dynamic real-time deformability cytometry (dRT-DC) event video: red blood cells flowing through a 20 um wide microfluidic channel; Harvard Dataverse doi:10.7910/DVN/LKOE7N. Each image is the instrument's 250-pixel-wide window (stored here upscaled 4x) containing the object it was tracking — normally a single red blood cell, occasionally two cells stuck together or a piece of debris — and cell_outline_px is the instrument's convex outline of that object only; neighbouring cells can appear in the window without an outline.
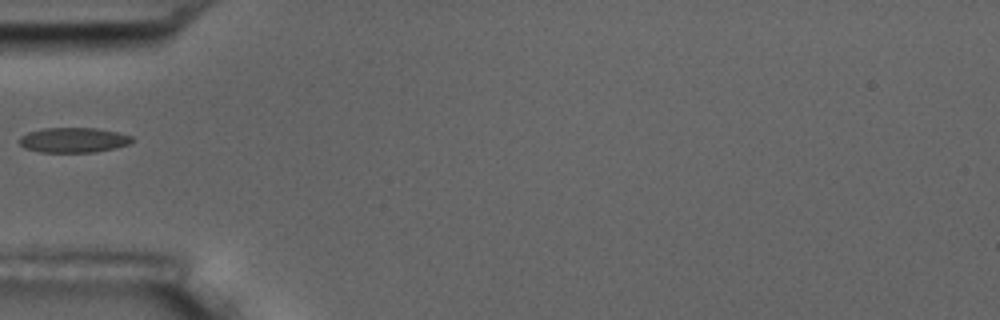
{"species": "common noctule bat (a hibernating species)", "species_latin": "Nyctalus noctula", "temperature_condition": "room temperature", "stored_images_in_passage": 12, "camera_frame_rate_fps": 3000, "um_per_image_px": 0.085, "animal": {"sex": "male", "body_mass_g": 17.5, "forearm_length_mm": 52.3}, "frame": {"image": 1, "passage_image": 1, "time_ms": 0.0, "image_size_px": [1000, 320], "cell_outline_px": [[136, 140], [128, 144], [116, 148], [96, 152], [40, 152], [24, 148], [20, 144], [20, 136], [28, 132], [44, 128], [96, 128], [116, 132], [132, 136]], "centroid_in_image_um": [6.26, 11.91], "position_along_channel_um": 78.7, "area_um2": 16.47}}
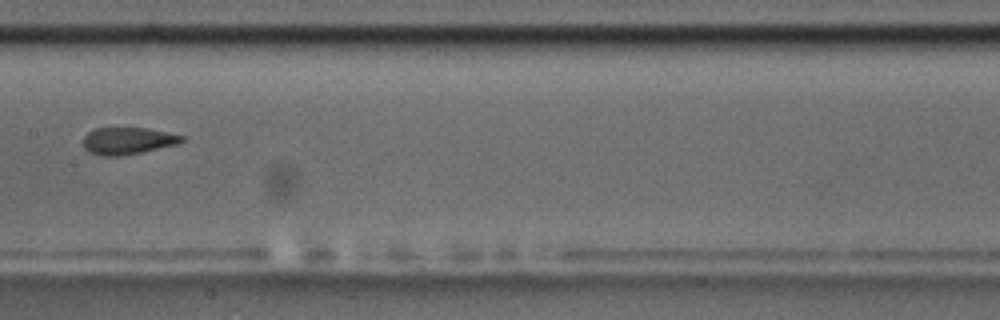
{"frame": {"image": 2, "passage_image": 4, "time_ms": 3.333, "image_size_px": [1000, 320], "cell_outline_px": [[184, 140], [180, 144], [120, 156], [100, 156], [88, 152], [84, 148], [84, 136], [88, 132], [96, 128], [144, 128], [184, 136]], "centroid_in_image_um": [10.84, 11.98], "position_along_channel_um": 196.6, "area_um2": 15.43}}